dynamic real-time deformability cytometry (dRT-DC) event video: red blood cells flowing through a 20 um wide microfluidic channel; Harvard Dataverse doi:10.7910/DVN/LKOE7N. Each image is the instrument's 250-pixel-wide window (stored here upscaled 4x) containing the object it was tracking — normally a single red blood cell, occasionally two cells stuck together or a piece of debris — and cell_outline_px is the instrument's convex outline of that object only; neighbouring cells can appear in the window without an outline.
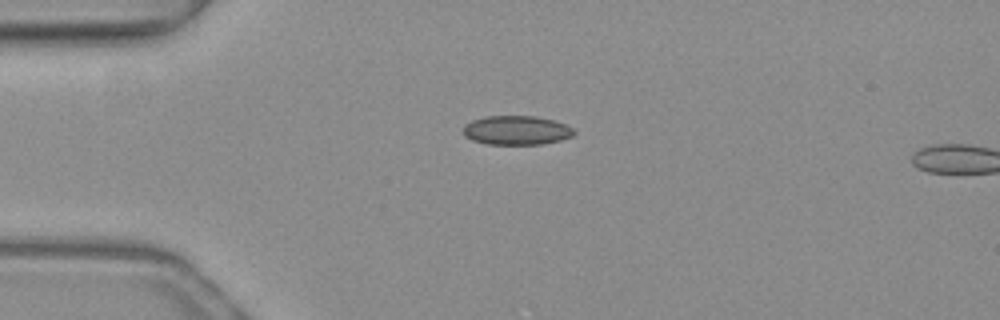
{"species": "common noctule bat (a hibernating species)", "species_latin": "Nyctalus noctula", "temperature_condition": "warm", "stored_images_in_passage": 3, "camera_frame_rate_fps": 3000, "um_per_image_px": 0.085, "animal": {"sex": "female", "body_mass_g": 19.3, "forearm_length_mm": 54.1}, "frame": {"image": 1, "passage_image": 1, "time_ms": 0.0, "image_size_px": [1000, 320], "cell_outline_px": [[576, 132], [572, 136], [560, 140], [544, 144], [488, 144], [472, 140], [464, 136], [464, 124], [472, 120], [484, 116], [536, 116], [552, 120], [564, 124], [572, 128]], "centroid_in_image_um": [43.88, 11.07], "position_along_channel_um": 41.1, "area_um2": 18.79}}